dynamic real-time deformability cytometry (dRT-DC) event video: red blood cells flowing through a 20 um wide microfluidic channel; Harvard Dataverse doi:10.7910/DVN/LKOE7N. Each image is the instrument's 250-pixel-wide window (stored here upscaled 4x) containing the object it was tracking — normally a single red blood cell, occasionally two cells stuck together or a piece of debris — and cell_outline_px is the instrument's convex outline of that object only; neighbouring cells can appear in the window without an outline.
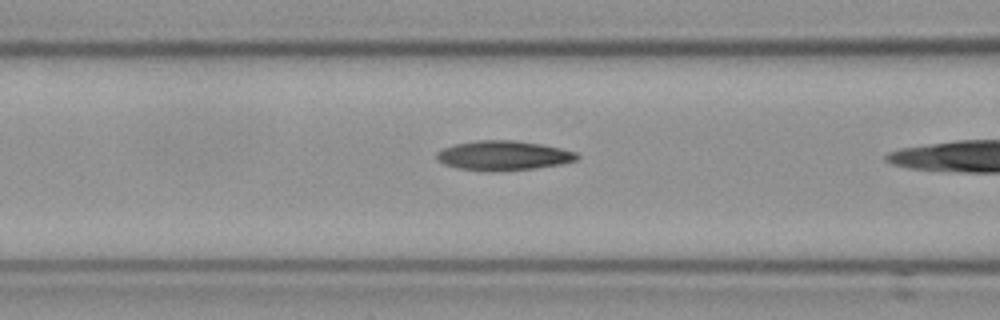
{"species": "Egyptian fruit bat (a non-hibernating species)", "species_latin": "Rousettus aegyptiacus", "temperature_condition": "cold", "stored_images_in_passage": 22, "camera_frame_rate_fps": 3000, "um_per_image_px": 0.085, "frame": {"image": 1, "passage_image": 21, "time_ms": 6.667, "image_size_px": [1000, 320], "cell_outline_px": [[580, 156], [576, 160], [560, 164], [532, 168], [456, 168], [444, 164], [436, 160], [436, 152], [444, 148], [456, 144], [476, 140], [516, 140], [540, 144], [560, 148], [576, 152]], "centroid_in_image_um": [42.79, 13.16], "position_along_channel_um": 123.8, "area_um2": 23.06}}